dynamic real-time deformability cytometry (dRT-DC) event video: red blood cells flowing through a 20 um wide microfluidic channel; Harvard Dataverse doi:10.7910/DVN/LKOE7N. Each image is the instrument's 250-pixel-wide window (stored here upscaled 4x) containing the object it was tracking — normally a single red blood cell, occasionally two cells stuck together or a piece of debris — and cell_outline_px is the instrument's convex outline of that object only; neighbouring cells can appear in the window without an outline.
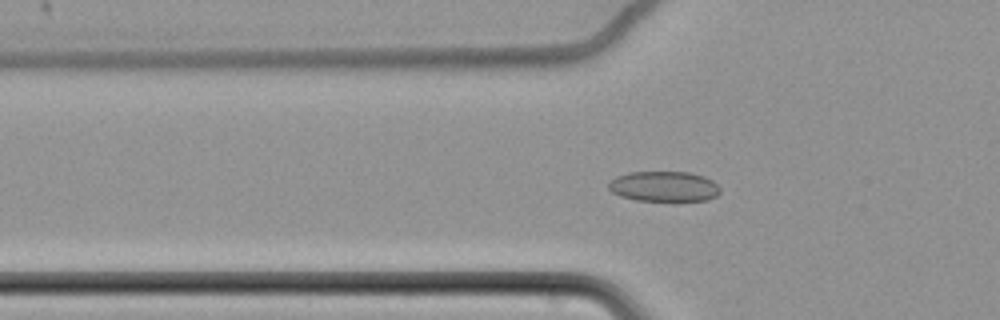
{"species": "common noctule bat (a hibernating species)", "species_latin": "Nyctalus noctula", "temperature_condition": "cold", "stored_images_in_passage": 65, "camera_frame_rate_fps": 3000, "um_per_image_px": 0.085, "animal": {"sex": "female", "body_mass_g": 22.7, "forearm_length_mm": 54.2}, "frame": {"image": 1, "passage_image": 25, "time_ms": 8.0, "image_size_px": [1000, 320], "cell_outline_px": [[720, 192], [716, 196], [708, 200], [636, 200], [620, 196], [612, 192], [608, 188], [608, 184], [616, 176], [628, 172], [688, 172], [704, 176], [712, 180], [720, 188]], "centroid_in_image_um": [56.43, 15.84], "position_along_channel_um": 69.4, "area_um2": 19.59}}
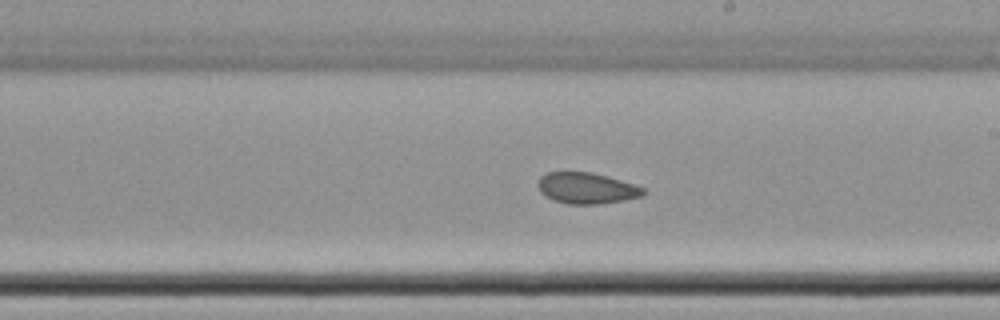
{"frame": {"image": 2, "passage_image": 40, "time_ms": 13.0, "image_size_px": [1000, 320], "cell_outline_px": [[648, 192], [640, 196], [624, 200], [600, 204], [568, 204], [552, 200], [544, 196], [540, 192], [540, 176], [544, 172], [592, 172], [608, 176], [644, 188]], "centroid_in_image_um": [49.85, 16.0], "position_along_channel_um": 239.1, "area_um2": 19.07}}
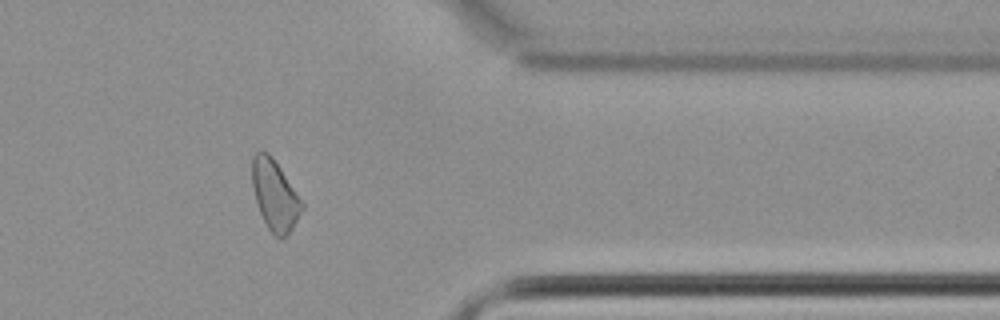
{"frame": {"image": 3, "passage_image": 54, "time_ms": 17.667, "image_size_px": [1000, 320], "cell_outline_px": [[304, 208], [292, 228], [280, 240], [268, 228], [256, 204], [252, 184], [252, 156], [256, 152], [268, 152], [272, 156], [304, 204]], "centroid_in_image_um": [23.35, 16.58], "position_along_channel_um": 388.1, "area_um2": 20.11}, "authors_computed_cell_mechanics": {"area_um2": 20.8658, "velocity_mm_per_s": 3.4619, "shape_relaxation_time_tau1_ms": null, "shape_relaxation_time_tau2_ms": 8.0476, "deformation_change_tau1": null, "deformation_change_tau2": 0.1299}}